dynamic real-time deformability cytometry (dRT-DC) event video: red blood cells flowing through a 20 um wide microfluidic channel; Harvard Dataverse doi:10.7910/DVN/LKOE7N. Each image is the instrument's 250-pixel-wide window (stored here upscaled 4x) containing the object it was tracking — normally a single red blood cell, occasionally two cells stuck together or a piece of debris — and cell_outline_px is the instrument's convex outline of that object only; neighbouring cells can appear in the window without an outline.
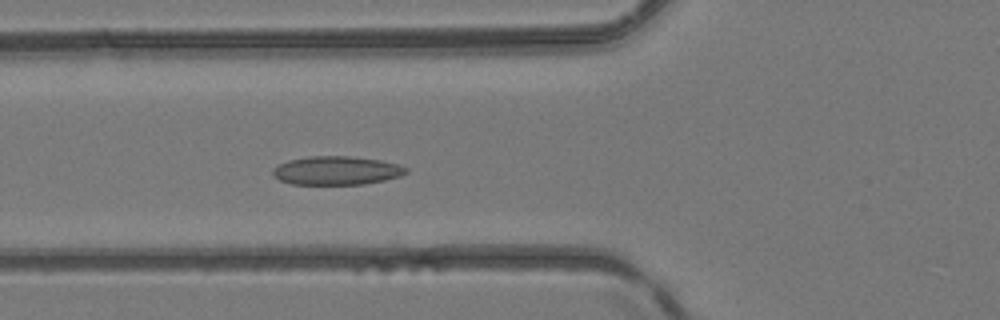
{"species": "common noctule bat (a hibernating species)", "species_latin": "Nyctalus noctula", "temperature_condition": "room temperature", "stored_images_in_passage": 6, "camera_frame_rate_fps": 3000, "um_per_image_px": 0.085, "animal": {"sex": "female", "body_mass_g": 24.6, "forearm_length_mm": 56.2}, "frame": {"image": 1, "passage_image": 6, "time_ms": 5.667, "image_size_px": [1000, 320], "cell_outline_px": [[408, 172], [400, 176], [384, 180], [364, 184], [292, 184], [280, 180], [272, 176], [272, 168], [288, 160], [308, 156], [352, 156], [380, 160], [396, 164], [408, 168]], "centroid_in_image_um": [28.58, 14.49], "position_along_channel_um": 97.2, "area_um2": 22.25}}